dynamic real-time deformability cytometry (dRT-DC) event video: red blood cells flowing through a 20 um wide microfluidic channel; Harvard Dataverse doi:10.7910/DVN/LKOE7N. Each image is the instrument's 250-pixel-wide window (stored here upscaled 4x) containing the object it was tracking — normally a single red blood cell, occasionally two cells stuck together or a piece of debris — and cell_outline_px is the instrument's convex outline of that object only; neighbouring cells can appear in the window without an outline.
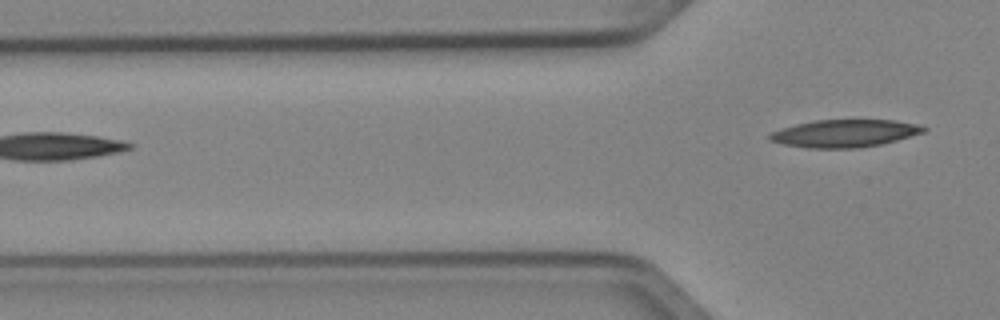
{"species": "Egyptian fruit bat (a non-hibernating species)", "species_latin": "Rousettus aegyptiacus", "temperature_condition": "cold", "stored_images_in_passage": 3, "camera_frame_rate_fps": 3000, "um_per_image_px": 0.085, "animal": {"sex": "female"}, "frame": {"image": 1, "passage_image": 3, "time_ms": 0.667, "image_size_px": [1000, 320], "cell_outline_px": [[928, 128], [924, 132], [896, 140], [880, 144], [856, 148], [808, 148], [784, 144], [768, 140], [768, 136], [772, 132], [780, 128], [796, 124], [816, 120], [892, 120], [916, 124]], "centroid_in_image_um": [71.76, 11.33], "position_along_channel_um": 54.0, "area_um2": 24.51}}